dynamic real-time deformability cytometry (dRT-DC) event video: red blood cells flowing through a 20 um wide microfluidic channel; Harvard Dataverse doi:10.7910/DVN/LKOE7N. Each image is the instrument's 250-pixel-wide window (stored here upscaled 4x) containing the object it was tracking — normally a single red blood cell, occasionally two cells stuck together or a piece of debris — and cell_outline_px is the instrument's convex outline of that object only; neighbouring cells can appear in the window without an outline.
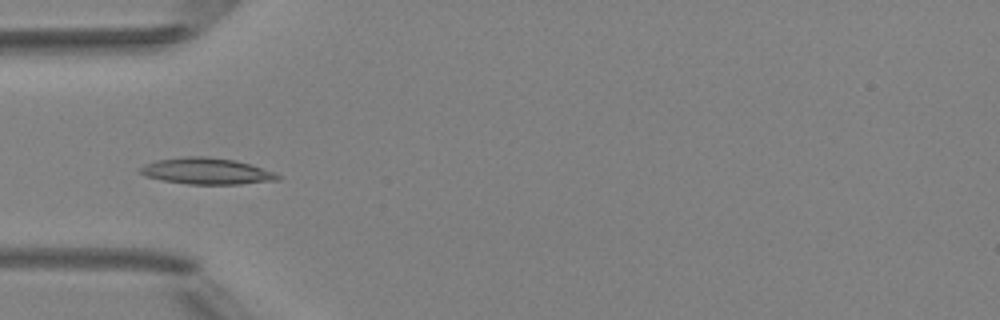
{"species": "Egyptian fruit bat (a non-hibernating species)", "species_latin": "Rousettus aegyptiacus", "temperature_condition": "room temperature", "stored_images_in_passage": 7, "camera_frame_rate_fps": 3000, "um_per_image_px": 0.085, "animal": {"sex": "female"}, "frame": {"image": 1, "passage_image": 5, "time_ms": 4.667, "image_size_px": [1000, 320], "cell_outline_px": [[280, 180], [240, 184], [188, 184], [160, 180], [144, 176], [136, 168], [144, 164], [156, 160], [184, 156], [204, 156], [236, 160], [276, 172], [280, 176]], "centroid_in_image_um": [17.53, 14.54], "position_along_channel_um": 67.5, "area_um2": 21.39}}
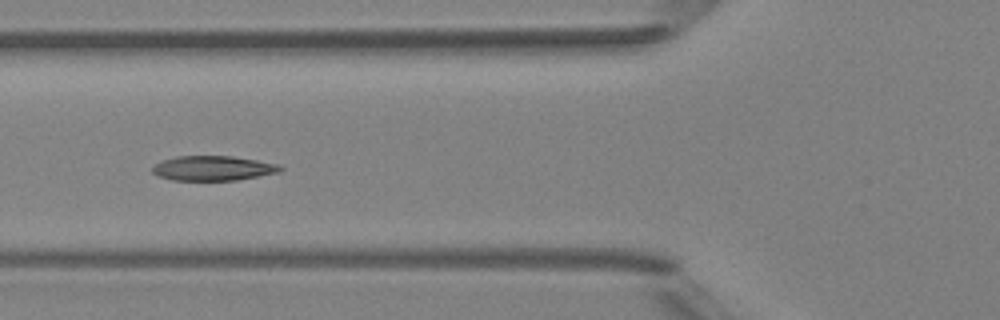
{"frame": {"image": 2, "passage_image": 6, "time_ms": 5.667, "image_size_px": [1000, 320], "cell_outline_px": [[284, 168], [280, 172], [236, 180], [172, 180], [160, 176], [152, 172], [152, 168], [160, 160], [176, 156], [232, 156], [280, 164]], "centroid_in_image_um": [18.12, 14.29], "position_along_channel_um": 107.7, "area_um2": 18.44}}
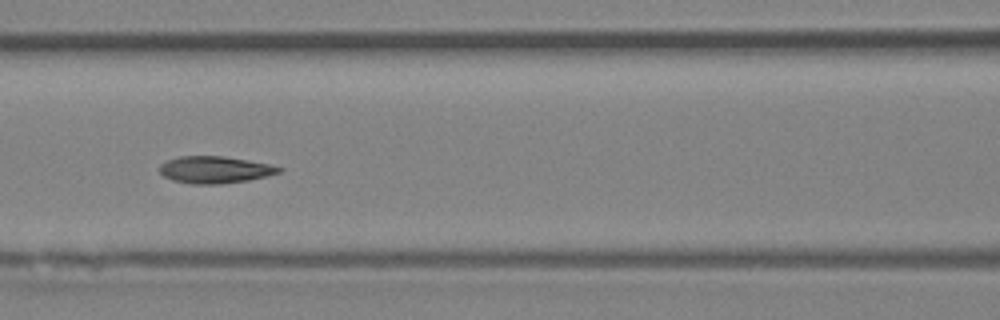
{"frame": {"image": 3, "passage_image": 7, "time_ms": 6.667, "image_size_px": [1000, 320], "cell_outline_px": [[284, 168], [280, 172], [248, 180], [220, 184], [192, 184], [172, 180], [164, 176], [160, 172], [160, 164], [168, 160], [180, 156], [224, 156], [268, 164]], "centroid_in_image_um": [18.23, 14.43], "position_along_channel_um": 148.4, "area_um2": 18.55}}